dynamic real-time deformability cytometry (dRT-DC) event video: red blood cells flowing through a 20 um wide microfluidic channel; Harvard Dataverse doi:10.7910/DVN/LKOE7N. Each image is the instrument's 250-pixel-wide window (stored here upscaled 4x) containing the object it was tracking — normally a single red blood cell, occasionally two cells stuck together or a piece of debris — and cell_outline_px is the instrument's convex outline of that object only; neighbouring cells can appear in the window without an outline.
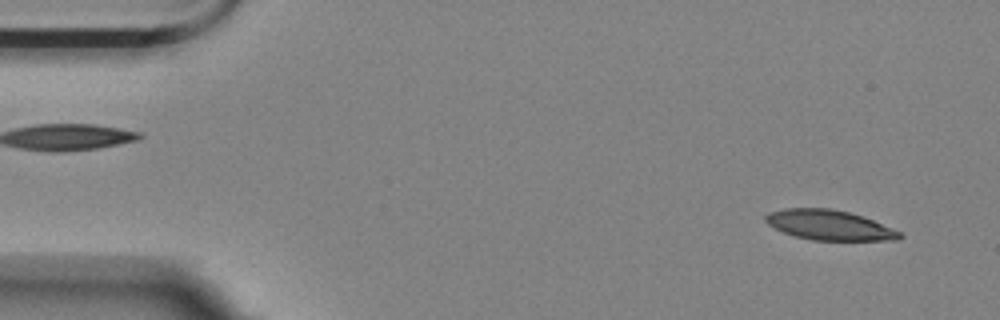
{"species": "Egyptian fruit bat (a non-hibernating species)", "species_latin": "Rousettus aegyptiacus", "temperature_condition": "room temperature", "stored_images_in_passage": 46, "camera_frame_rate_fps": 3000, "um_per_image_px": 0.085, "animal": {"sex": "female"}, "frame": {"image": 1, "passage_image": 3, "time_ms": 0.667, "image_size_px": [1000, 320], "cell_outline_px": [[904, 236], [900, 240], [812, 240], [796, 236], [784, 232], [768, 224], [764, 220], [764, 216], [768, 212], [784, 208], [828, 208], [848, 212], [872, 220], [892, 228], [900, 232]], "centroid_in_image_um": [70.47, 19.13], "position_along_channel_um": 14.5, "area_um2": 23.24}}
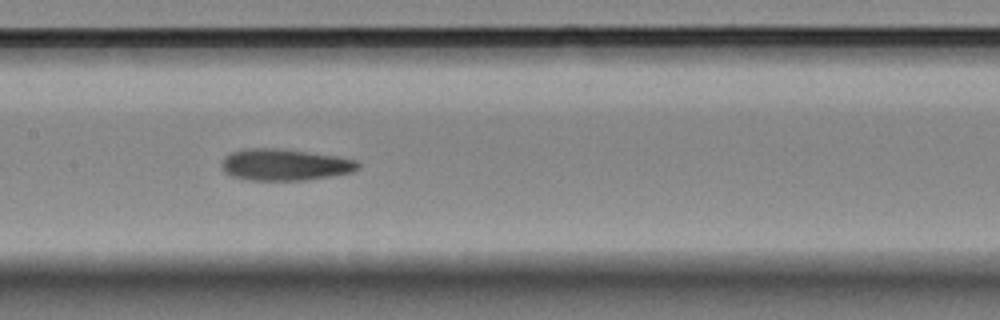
{"frame": {"image": 2, "passage_image": 26, "time_ms": 8.333, "image_size_px": [1000, 320], "cell_outline_px": [[360, 168], [352, 172], [308, 180], [252, 180], [232, 176], [224, 172], [220, 164], [220, 160], [224, 156], [232, 152], [244, 148], [284, 148], [336, 156], [356, 160], [360, 164]], "centroid_in_image_um": [24.18, 13.99], "position_along_channel_um": 183.2, "area_um2": 25.37}}
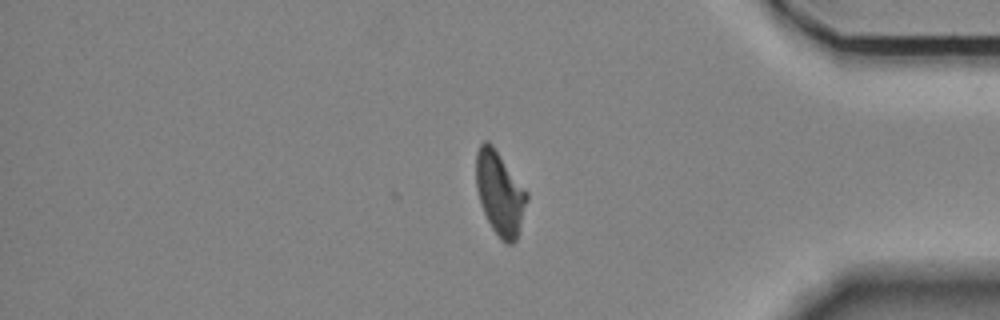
{"frame": {"image": 3, "passage_image": 46, "time_ms": 15.0, "image_size_px": [1000, 320], "cell_outline_px": [[528, 200], [516, 240], [512, 244], [508, 244], [500, 240], [492, 228], [484, 212], [476, 188], [476, 152], [480, 144], [484, 140], [488, 140], [492, 144], [528, 192]], "centroid_in_image_um": [42.49, 16.41], "position_along_channel_um": 392.7, "area_um2": 24.68}, "authors_computed_cell_mechanics": {"area_um2": 25.2586, "velocity_mm_per_s": 3.5209, "shape_relaxation_time_tau1_ms": 8.2639, "shape_relaxation_time_tau2_ms": 3.1992, "deformation_change_tau1": 0.1922, "deformation_change_tau2": 0.1125}}